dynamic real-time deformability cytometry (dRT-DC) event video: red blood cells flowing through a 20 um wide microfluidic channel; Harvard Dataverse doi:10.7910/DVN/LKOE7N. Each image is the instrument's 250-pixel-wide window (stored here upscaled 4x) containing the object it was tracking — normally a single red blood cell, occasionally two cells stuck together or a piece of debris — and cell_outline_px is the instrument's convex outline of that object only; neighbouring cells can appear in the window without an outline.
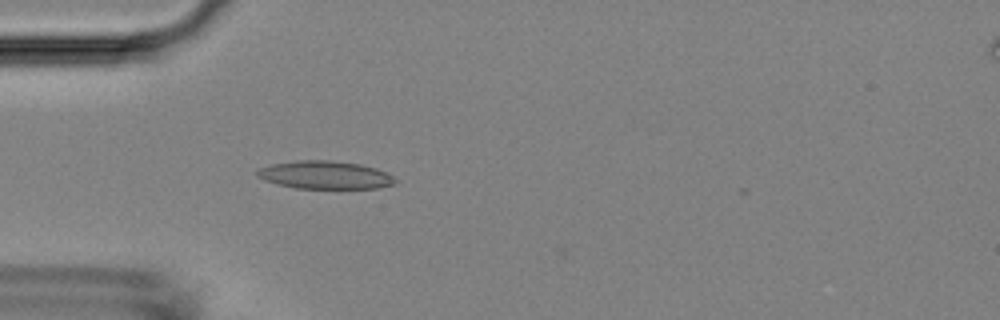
{"species": "Egyptian fruit bat (a non-hibernating species)", "species_latin": "Rousettus aegyptiacus", "temperature_condition": "room temperature", "stored_images_in_passage": 39, "camera_frame_rate_fps": 3000, "um_per_image_px": 0.085, "animal": {"sex": "female"}, "frame": {"image": 1, "passage_image": 1, "time_ms": 0.0, "image_size_px": [1000, 320], "cell_outline_px": [[396, 184], [376, 188], [296, 188], [276, 184], [264, 180], [256, 176], [256, 168], [272, 164], [296, 160], [328, 160], [360, 164], [376, 168], [388, 172], [396, 180]], "centroid_in_image_um": [27.6, 14.87], "position_along_channel_um": 57.4, "area_um2": 22.66}}
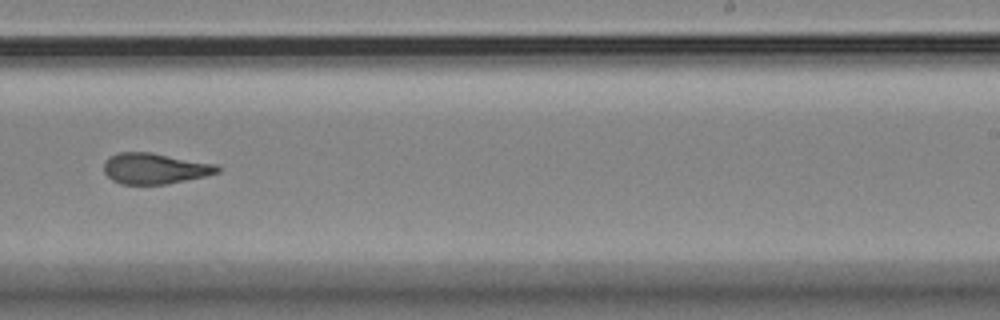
{"frame": {"image": 2, "passage_image": 19, "time_ms": 6.0, "image_size_px": [1000, 320], "cell_outline_px": [[220, 172], [204, 176], [168, 184], [120, 184], [112, 180], [104, 172], [104, 160], [108, 156], [116, 152], [152, 152], [216, 164], [220, 168]], "centroid_in_image_um": [13.12, 14.31], "position_along_channel_um": 275.9, "area_um2": 20.58}}
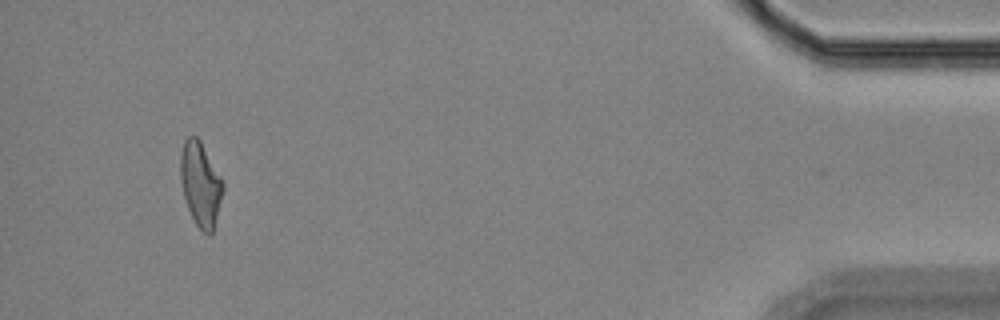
{"frame": {"image": 3, "passage_image": 36, "time_ms": 11.667, "image_size_px": [1000, 320], "cell_outline_px": [[224, 192], [212, 236], [208, 236], [196, 224], [188, 208], [184, 196], [180, 180], [180, 156], [184, 140], [188, 136], [196, 136], [200, 140], [220, 176], [224, 184]], "centroid_in_image_um": [17.05, 15.68], "position_along_channel_um": 418.1, "area_um2": 20.92}, "authors_computed_cell_mechanics": {"area_um2": 20.7502, "velocity_mm_per_s": 3.71, "shape_relaxation_time_tau1_ms": null, "shape_relaxation_time_tau2_ms": 2.1862, "deformation_change_tau1": null, "deformation_change_tau2": 0.1177}}